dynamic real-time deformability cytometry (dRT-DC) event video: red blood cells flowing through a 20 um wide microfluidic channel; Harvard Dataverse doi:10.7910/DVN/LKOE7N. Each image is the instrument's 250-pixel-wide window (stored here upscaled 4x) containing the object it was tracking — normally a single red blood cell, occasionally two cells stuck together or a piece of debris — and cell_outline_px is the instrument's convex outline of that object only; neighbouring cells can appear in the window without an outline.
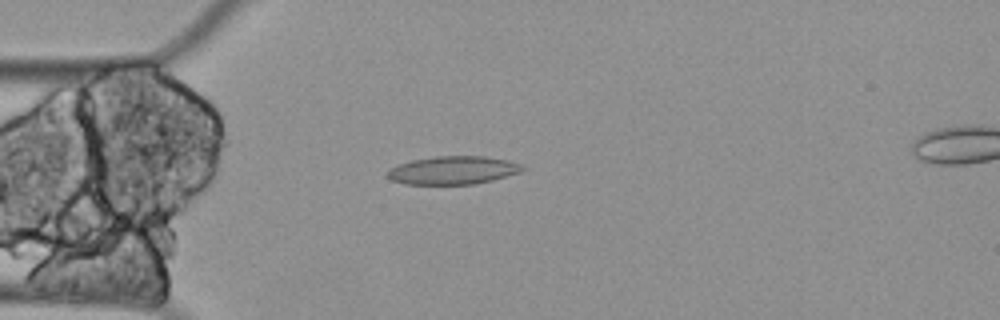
{"species": "Egyptian fruit bat (a non-hibernating species)", "species_latin": "Rousettus aegyptiacus", "temperature_condition": "cold", "stored_images_in_passage": 59, "camera_frame_rate_fps": 3000, "um_per_image_px": 0.085, "animal": {"sex": "female"}, "frame": {"image": 1, "passage_image": 15, "time_ms": 4.667, "image_size_px": [1000, 320], "cell_outline_px": [[528, 168], [520, 172], [492, 180], [476, 184], [404, 184], [392, 180], [384, 176], [388, 168], [412, 160], [436, 156], [484, 156], [508, 160], [520, 164]], "centroid_in_image_um": [38.48, 14.47], "position_along_channel_um": 46.5, "area_um2": 22.31}}
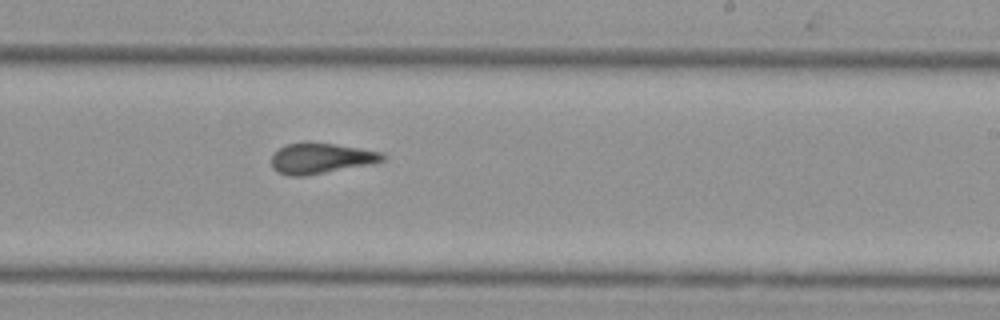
{"frame": {"image": 2, "passage_image": 35, "time_ms": 11.333, "image_size_px": [1000, 320], "cell_outline_px": [[388, 156], [384, 160], [376, 164], [308, 176], [288, 176], [276, 172], [272, 168], [272, 152], [288, 144], [304, 140], [308, 140], [360, 148], [384, 152]], "centroid_in_image_um": [27.31, 13.46], "position_along_channel_um": 261.7, "area_um2": 20.75}}
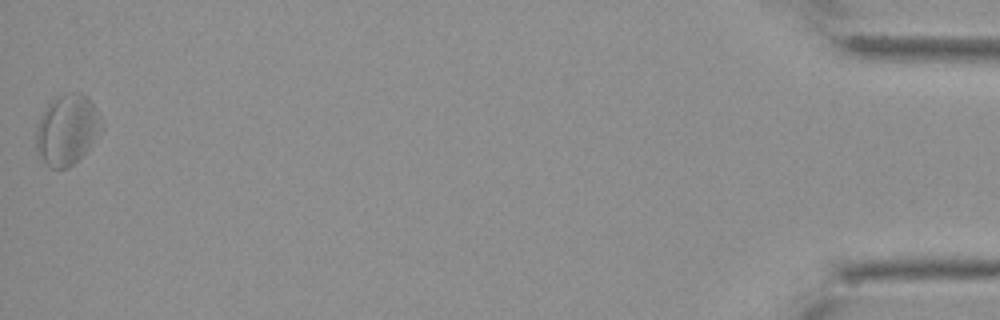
{"frame": {"image": 3, "passage_image": 59, "time_ms": 19.333, "image_size_px": [1000, 320], "cell_outline_px": [[104, 128], [88, 148], [68, 168], [52, 168], [40, 160], [36, 156], [36, 128], [40, 116], [44, 108], [52, 96], [64, 92], [80, 92], [88, 96], [92, 100], [104, 124]], "centroid_in_image_um": [5.68, 10.97], "position_along_channel_um": 429.5, "area_um2": 27.57}, "authors_computed_cell_mechanics": {"area_um2": 21.8484, "velocity_mm_per_s": 3.2716, "shape_relaxation_time_tau1_ms": null, "shape_relaxation_time_tau2_ms": 3.62, "deformation_change_tau1": null, "deformation_change_tau2": 0.0914}}